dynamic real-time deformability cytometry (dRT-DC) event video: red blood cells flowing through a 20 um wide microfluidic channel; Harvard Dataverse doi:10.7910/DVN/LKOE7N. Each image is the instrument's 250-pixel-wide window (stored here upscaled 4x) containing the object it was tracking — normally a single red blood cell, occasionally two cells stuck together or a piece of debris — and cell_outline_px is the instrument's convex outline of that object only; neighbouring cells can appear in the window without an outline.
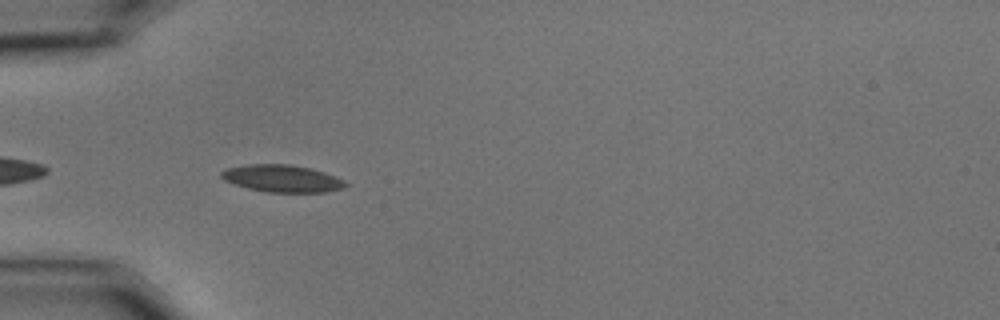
{"species": "common noctule bat (a hibernating species)", "species_latin": "Nyctalus noctula", "temperature_condition": "cold", "stored_images_in_passage": 7, "camera_frame_rate_fps": 3000, "um_per_image_px": 0.085, "animal": {"sex": "male", "body_mass_g": 15.6}, "frame": {"image": 1, "passage_image": 3, "time_ms": 0.667, "image_size_px": [1000, 320], "cell_outline_px": [[348, 184], [344, 188], [324, 192], [268, 192], [248, 188], [224, 180], [220, 176], [220, 172], [224, 168], [248, 164], [292, 164], [312, 168], [336, 176], [344, 180]], "centroid_in_image_um": [23.98, 15.16], "position_along_channel_um": 61.0, "area_um2": 19.83}}